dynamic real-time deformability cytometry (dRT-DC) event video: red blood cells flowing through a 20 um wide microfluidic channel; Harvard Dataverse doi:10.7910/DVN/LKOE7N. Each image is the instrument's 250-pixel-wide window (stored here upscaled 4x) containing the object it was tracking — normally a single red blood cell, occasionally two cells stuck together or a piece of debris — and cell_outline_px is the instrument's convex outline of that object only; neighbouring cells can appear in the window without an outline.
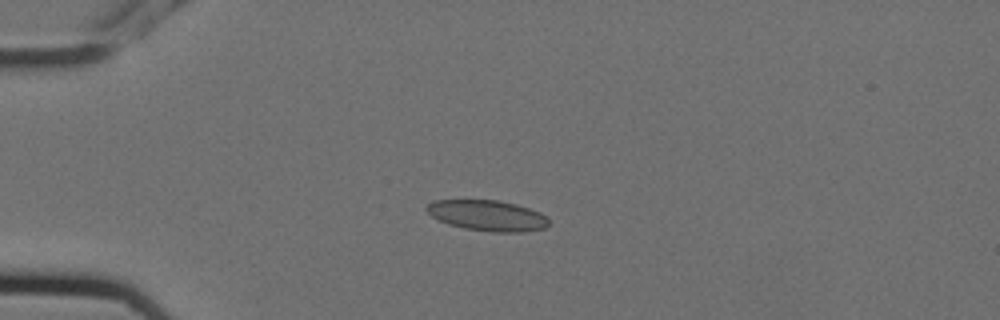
{"species": "Egyptian fruit bat (a non-hibernating species)", "species_latin": "Rousettus aegyptiacus", "temperature_condition": "cold", "stored_images_in_passage": 6, "camera_frame_rate_fps": 3000, "um_per_image_px": 0.085, "animal": {"sex": "female"}, "frame": {"image": 1, "passage_image": 5, "time_ms": 1.333, "image_size_px": [1000, 320], "cell_outline_px": [[548, 224], [544, 228], [524, 232], [492, 232], [464, 228], [448, 224], [432, 216], [424, 208], [432, 200], [500, 200], [516, 204], [540, 212], [548, 220]], "centroid_in_image_um": [41.41, 18.31], "position_along_channel_um": 43.6, "area_um2": 21.79}}